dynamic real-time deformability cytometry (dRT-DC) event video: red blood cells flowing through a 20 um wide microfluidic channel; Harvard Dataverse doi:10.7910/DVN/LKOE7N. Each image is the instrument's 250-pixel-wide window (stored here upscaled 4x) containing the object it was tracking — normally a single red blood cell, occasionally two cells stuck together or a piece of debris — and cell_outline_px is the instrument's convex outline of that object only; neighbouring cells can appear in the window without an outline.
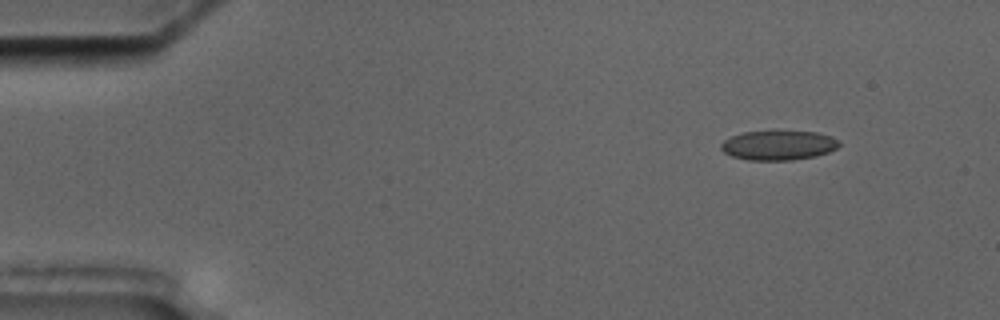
{"species": "common noctule bat (a hibernating species)", "species_latin": "Nyctalus noctula", "temperature_condition": "cold", "stored_images_in_passage": 4, "camera_frame_rate_fps": 3000, "um_per_image_px": 0.085, "animal": {"sex": "male", "body_mass_g": 17.5, "forearm_length_mm": 52.3}, "frame": {"image": 1, "passage_image": 1, "time_ms": 0.0, "image_size_px": [1000, 320], "cell_outline_px": [[840, 144], [836, 148], [828, 152], [816, 156], [792, 160], [748, 160], [732, 156], [724, 152], [720, 148], [720, 144], [724, 140], [732, 136], [744, 132], [816, 132], [832, 136], [840, 140]], "centroid_in_image_um": [66.18, 12.36], "position_along_channel_um": 18.8, "area_um2": 20.17}}
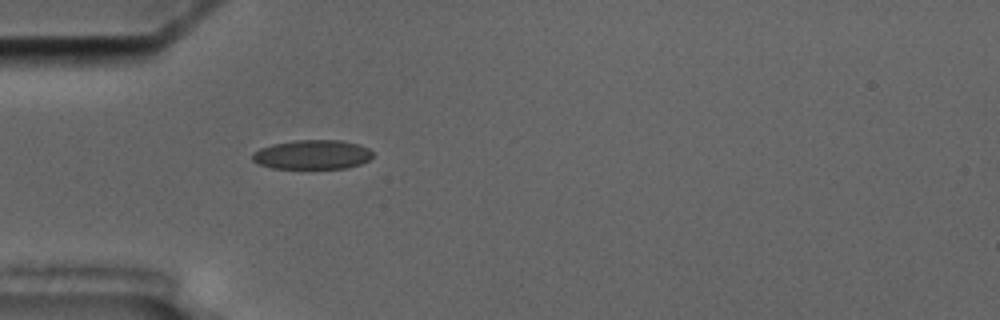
{"frame": {"image": 2, "passage_image": 4, "time_ms": 3.667, "image_size_px": [1000, 320], "cell_outline_px": [[372, 156], [368, 160], [360, 164], [348, 168], [272, 168], [260, 164], [252, 160], [252, 152], [260, 148], [272, 144], [292, 140], [340, 140], [356, 144], [368, 148], [372, 152]], "centroid_in_image_um": [26.52, 13.14], "position_along_channel_um": 58.5, "area_um2": 20.52}}